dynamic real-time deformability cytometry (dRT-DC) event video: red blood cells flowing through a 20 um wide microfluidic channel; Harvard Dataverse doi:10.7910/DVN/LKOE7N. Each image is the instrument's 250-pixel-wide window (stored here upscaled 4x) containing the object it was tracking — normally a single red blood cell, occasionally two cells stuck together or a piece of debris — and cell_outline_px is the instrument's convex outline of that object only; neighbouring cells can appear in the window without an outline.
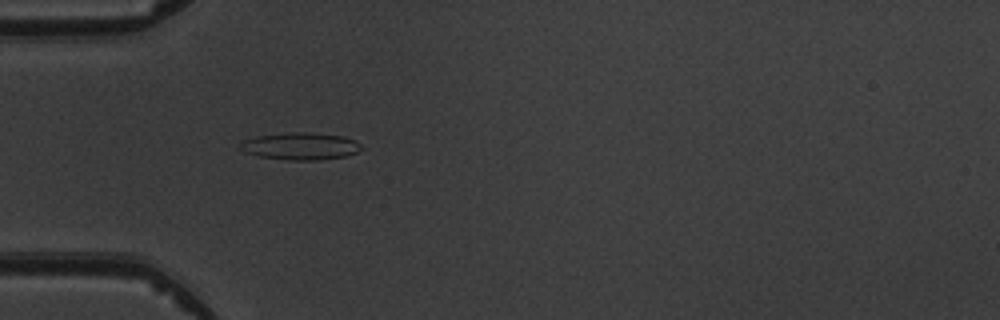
{"species": "common noctule bat (a hibernating species)", "species_latin": "Nyctalus noctula", "temperature_condition": "warm", "stored_images_in_passage": 3, "camera_frame_rate_fps": 3000, "um_per_image_px": 0.085, "animal": {"sex": "male", "body_mass_g": 19.5, "forearm_length_mm": 54.6}, "frame": {"image": 1, "passage_image": 3, "time_ms": 2.333, "image_size_px": [1000, 320], "cell_outline_px": [[364, 148], [356, 152], [344, 156], [320, 160], [288, 160], [256, 156], [244, 152], [240, 148], [240, 144], [244, 140], [256, 136], [288, 132], [308, 132], [344, 136], [356, 140]], "centroid_in_image_um": [25.54, 12.42], "position_along_channel_um": 59.5, "area_um2": 19.36}}